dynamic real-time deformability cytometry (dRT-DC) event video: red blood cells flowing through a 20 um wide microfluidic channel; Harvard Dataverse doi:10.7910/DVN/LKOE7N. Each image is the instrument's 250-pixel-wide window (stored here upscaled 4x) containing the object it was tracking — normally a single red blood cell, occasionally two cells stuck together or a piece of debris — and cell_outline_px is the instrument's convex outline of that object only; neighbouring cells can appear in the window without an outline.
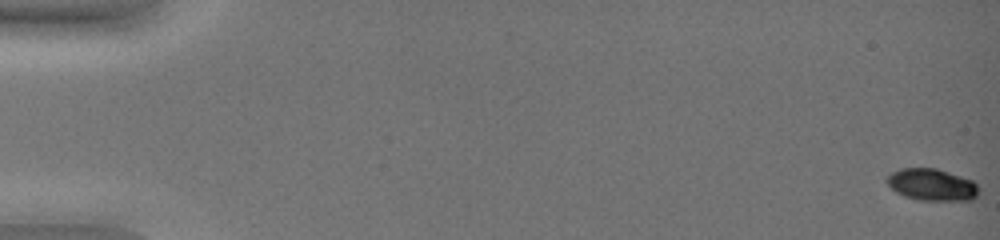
{"species": "common noctule bat (a hibernating species)", "species_latin": "Nyctalus noctula", "temperature_condition": "warm", "stored_images_in_passage": 53, "camera_frame_rate_fps": 3000, "um_per_image_px": 0.085, "animal": {"sex": "female", "body_mass_g": 19.0, "forearm_length_mm": 51.5}, "frame": {"image": 1, "passage_image": 1, "time_ms": 0.0, "image_size_px": [1000, 240], "cell_outline_px": [[980, 192], [972, 200], [920, 200], [904, 196], [896, 192], [884, 180], [892, 172], [900, 168], [936, 168], [972, 180], [980, 188]], "centroid_in_image_um": [79.21, 15.7], "position_along_channel_um": 5.8, "area_um2": 17.11}}
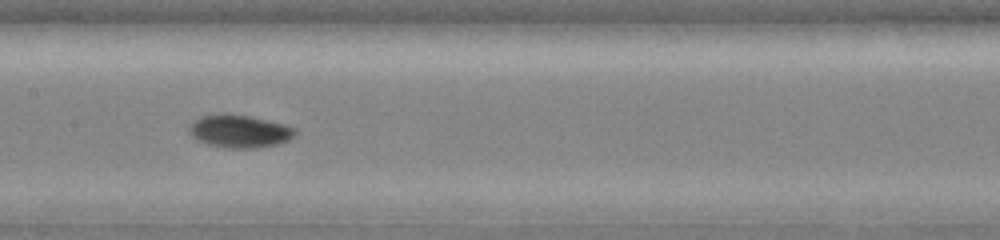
{"frame": {"image": 2, "passage_image": 30, "time_ms": 9.667, "image_size_px": [1000, 240], "cell_outline_px": [[296, 132], [288, 140], [276, 144], [256, 148], [224, 148], [208, 144], [196, 140], [188, 132], [188, 124], [192, 120], [200, 116], [224, 112], [228, 112], [248, 116], [284, 124], [296, 128]], "centroid_in_image_um": [20.27, 11.14], "position_along_channel_um": 187.1, "area_um2": 20.58}}
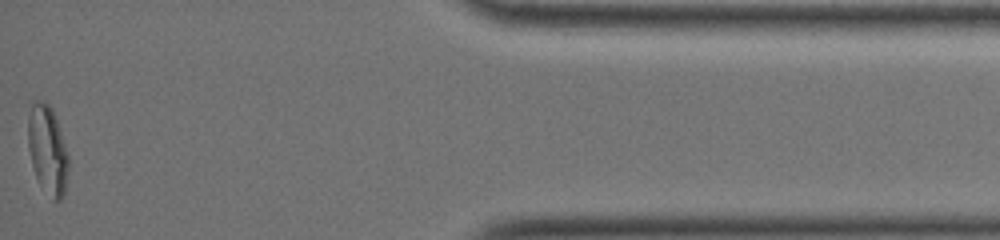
{"frame": {"image": 3, "passage_image": 53, "time_ms": 17.333, "image_size_px": [1000, 240], "cell_outline_px": [[68, 172], [64, 192], [60, 200], [52, 200], [40, 184], [36, 176], [32, 164], [28, 148], [28, 116], [32, 100], [44, 100], [52, 108], [68, 156]], "centroid_in_image_um": [4.02, 12.71], "position_along_channel_um": 431.2, "area_um2": 20.69}, "authors_computed_cell_mechanics": {"area_um2": 18.5538, "velocity_mm_per_s": 3.8244, "shape_relaxation_time_tau1_ms": 3.6033, "shape_relaxation_time_tau2_ms": 6.3126, "deformation_change_tau1": 0.1477, "deformation_change_tau2": 0.0715}}